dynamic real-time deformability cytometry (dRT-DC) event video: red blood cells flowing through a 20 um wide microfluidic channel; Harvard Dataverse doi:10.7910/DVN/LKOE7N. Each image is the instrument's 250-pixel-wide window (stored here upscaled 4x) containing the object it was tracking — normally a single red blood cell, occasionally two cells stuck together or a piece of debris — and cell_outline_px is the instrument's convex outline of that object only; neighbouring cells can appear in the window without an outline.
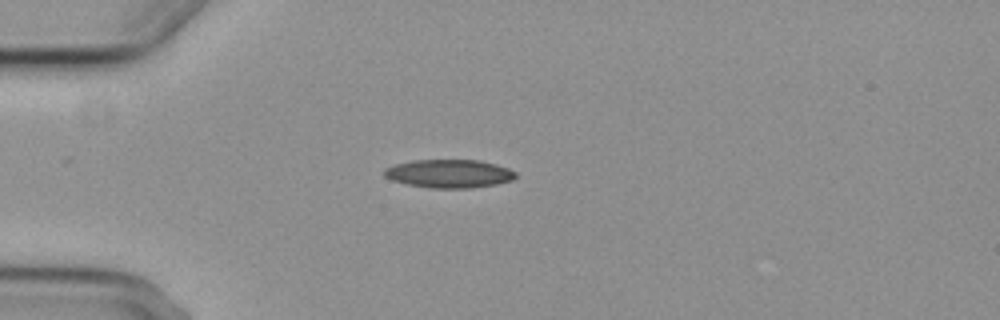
{"species": "common noctule bat (a hibernating species)", "species_latin": "Nyctalus noctula", "temperature_condition": "cold", "stored_images_in_passage": 4, "camera_frame_rate_fps": 3000, "um_per_image_px": 0.085, "animal": {"sex": "female", "body_mass_g": 29.2, "forearm_length_mm": 56.3}, "frame": {"image": 1, "passage_image": 3, "time_ms": 2.333, "image_size_px": [1000, 320], "cell_outline_px": [[516, 176], [512, 180], [496, 184], [472, 188], [432, 188], [408, 184], [392, 180], [384, 176], [384, 168], [392, 164], [412, 160], [480, 160], [496, 164], [508, 168], [516, 172]], "centroid_in_image_um": [38.16, 14.75], "position_along_channel_um": 46.8, "area_um2": 21.79}}